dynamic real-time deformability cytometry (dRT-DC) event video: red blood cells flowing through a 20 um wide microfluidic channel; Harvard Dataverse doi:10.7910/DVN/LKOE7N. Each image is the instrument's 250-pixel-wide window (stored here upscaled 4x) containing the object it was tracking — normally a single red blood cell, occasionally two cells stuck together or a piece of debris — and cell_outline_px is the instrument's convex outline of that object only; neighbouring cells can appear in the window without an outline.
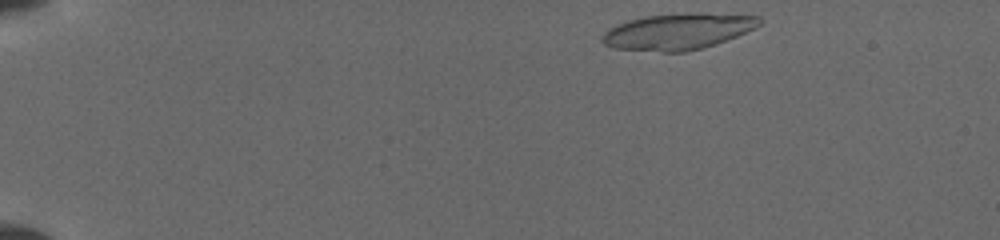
{"species": "common noctule bat (a hibernating species)", "species_latin": "Nyctalus noctula", "temperature_condition": "cold", "stored_images_in_passage": 35, "camera_frame_rate_fps": 3000, "um_per_image_px": 0.085, "animal": {"sex": "female", "body_mass_g": 19.5, "forearm_length_mm": 54.1}, "frame": {"image": 1, "passage_image": 1, "time_ms": 0.0, "image_size_px": [1000, 240], "cell_outline_px": [[764, 20], [756, 28], [736, 36], [700, 48], [684, 52], [660, 52], [616, 48], [604, 44], [600, 40], [604, 32], [608, 28], [628, 20], [644, 16], [760, 16]], "centroid_in_image_um": [57.52, 2.73], "position_along_channel_um": 27.5, "area_um2": 31.44}}
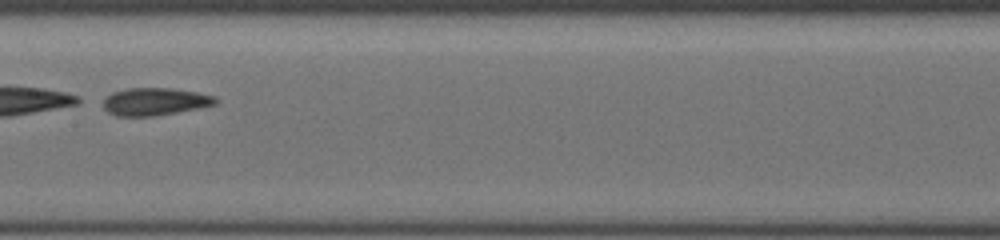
{"frame": {"image": 2, "passage_image": 19, "time_ms": 7.0, "image_size_px": [1000, 240], "cell_outline_px": [[216, 104], [176, 112], [152, 116], [116, 116], [108, 112], [104, 108], [104, 100], [112, 92], [128, 88], [172, 88], [196, 92], [216, 96]], "centroid_in_image_um": [13.15, 8.63], "position_along_channel_um": 194.3, "area_um2": 17.8}}
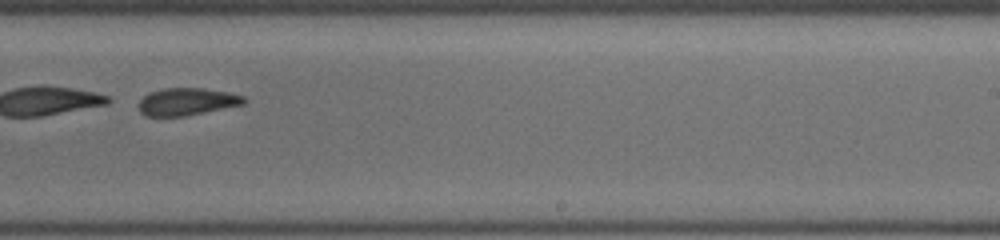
{"frame": {"image": 3, "passage_image": 28, "time_ms": 9.0, "image_size_px": [1000, 240], "cell_outline_px": [[248, 100], [244, 104], [184, 116], [148, 116], [140, 112], [140, 100], [148, 92], [164, 88], [204, 88], [228, 92], [244, 96]], "centroid_in_image_um": [15.91, 8.63], "position_along_channel_um": 273.1, "area_um2": 16.7}}